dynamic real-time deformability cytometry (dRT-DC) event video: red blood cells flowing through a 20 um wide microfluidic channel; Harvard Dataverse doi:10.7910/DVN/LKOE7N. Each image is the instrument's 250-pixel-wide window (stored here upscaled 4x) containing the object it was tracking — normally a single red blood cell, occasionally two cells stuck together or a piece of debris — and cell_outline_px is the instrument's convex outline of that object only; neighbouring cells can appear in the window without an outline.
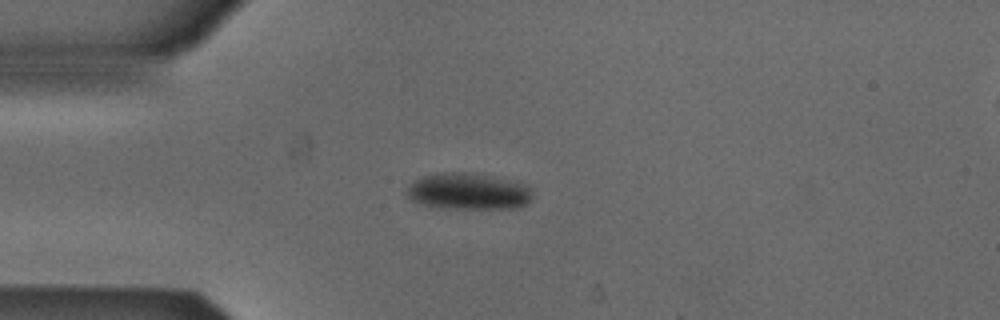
{"species": "Egyptian fruit bat (a non-hibernating species)", "species_latin": "Rousettus aegyptiacus", "temperature_condition": "cold", "stored_images_in_passage": 4, "camera_frame_rate_fps": 3000, "um_per_image_px": 0.085, "animal": {"sex": "male"}, "frame": {"image": 1, "passage_image": 4, "time_ms": 1.0, "image_size_px": [1000, 320], "cell_outline_px": [[532, 200], [528, 204], [520, 208], [440, 208], [420, 204], [412, 200], [404, 192], [408, 184], [412, 180], [420, 176], [436, 172], [472, 172], [520, 180], [528, 184], [532, 188]], "centroid_in_image_um": [39.84, 16.23], "position_along_channel_um": 45.2, "area_um2": 27.98}}